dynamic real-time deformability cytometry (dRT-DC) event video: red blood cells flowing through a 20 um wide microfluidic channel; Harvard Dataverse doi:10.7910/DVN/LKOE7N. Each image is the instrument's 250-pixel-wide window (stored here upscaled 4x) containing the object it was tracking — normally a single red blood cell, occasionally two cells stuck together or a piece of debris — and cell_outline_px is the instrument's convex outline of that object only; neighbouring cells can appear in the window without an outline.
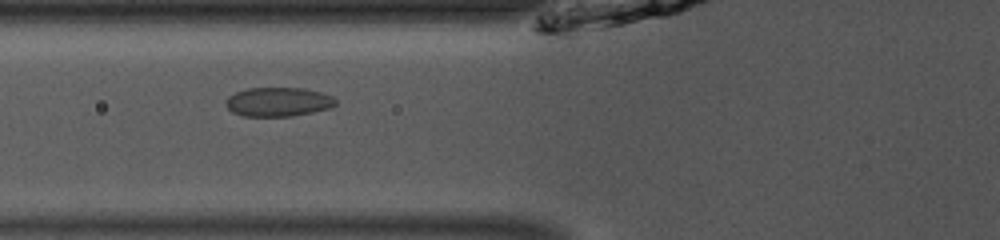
{"species": "common noctule bat (a hibernating species)", "species_latin": "Nyctalus noctula", "temperature_condition": "room temperature", "stored_images_in_passage": 31, "camera_frame_rate_fps": 3000, "um_per_image_px": 0.085, "animal": {"sex": "male", "body_mass_g": 13.0, "forearm_length_mm": 53.1}, "frame": {"image": 1, "passage_image": 6, "time_ms": 1.667, "image_size_px": [1000, 240], "cell_outline_px": [[336, 104], [328, 108], [312, 112], [292, 116], [244, 116], [232, 112], [224, 104], [224, 100], [228, 96], [236, 92], [248, 88], [304, 88], [320, 92], [332, 96], [336, 100]], "centroid_in_image_um": [23.61, 8.65], "position_along_channel_um": 102.2, "area_um2": 18.61}}
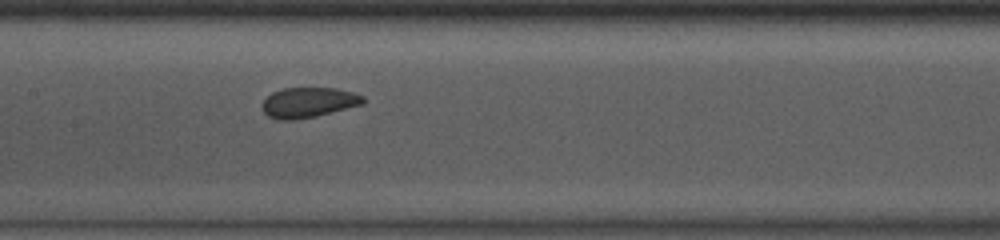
{"frame": {"image": 2, "passage_image": 12, "time_ms": 3.667, "image_size_px": [1000, 240], "cell_outline_px": [[364, 104], [316, 116], [292, 120], [280, 120], [268, 116], [264, 112], [260, 104], [272, 92], [284, 88], [336, 88], [352, 92], [364, 96]], "centroid_in_image_um": [26.21, 8.71], "position_along_channel_um": 181.2, "area_um2": 17.74}}
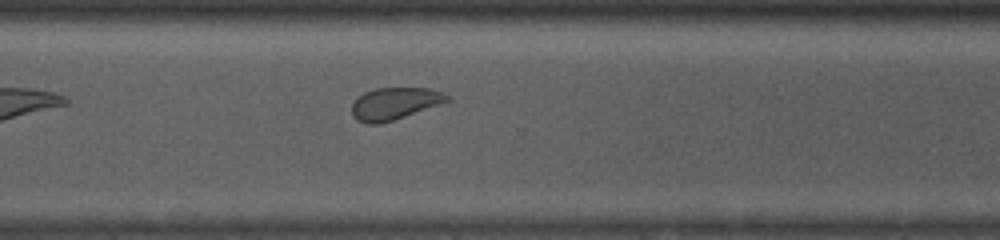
{"frame": {"image": 3, "passage_image": 24, "time_ms": 7.667, "image_size_px": [1000, 240], "cell_outline_px": [[452, 100], [380, 124], [368, 124], [356, 120], [352, 116], [352, 104], [364, 92], [376, 88], [428, 88], [452, 96]], "centroid_in_image_um": [33.54, 8.8], "position_along_channel_um": 337.1, "area_um2": 17.69}, "authors_computed_cell_mechanics": {"area_um2": 17.7446, "velocity_mm_per_s": 3.9135, "shape_relaxation_time_tau1_ms": 5.0569, "shape_relaxation_time_tau2_ms": 2.4964, "deformation_change_tau1": 0.0798, "deformation_change_tau2": 0.0308}}